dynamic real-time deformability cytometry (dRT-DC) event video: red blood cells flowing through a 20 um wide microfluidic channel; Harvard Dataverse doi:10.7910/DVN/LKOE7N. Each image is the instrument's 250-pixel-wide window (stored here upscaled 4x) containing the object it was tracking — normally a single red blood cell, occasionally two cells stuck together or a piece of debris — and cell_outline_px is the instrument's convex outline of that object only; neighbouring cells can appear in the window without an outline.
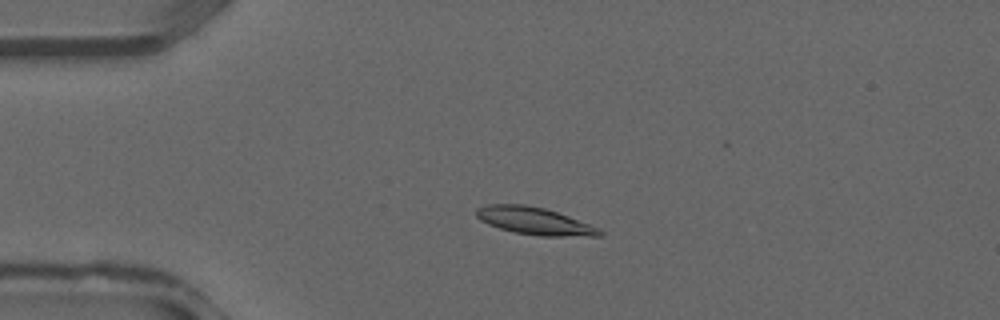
{"species": "common noctule bat (a hibernating species)", "species_latin": "Nyctalus noctula", "temperature_condition": "warm", "stored_images_in_passage": 33, "camera_frame_rate_fps": 3000, "um_per_image_px": 0.085, "animal": {"sex": "male", "forearm_length_mm": 52.5}, "frame": {"image": 1, "passage_image": 5, "time_ms": 1.333, "image_size_px": [1000, 320], "cell_outline_px": [[604, 232], [600, 236], [540, 236], [512, 232], [488, 224], [480, 220], [476, 216], [476, 208], [488, 204], [524, 204], [544, 208], [568, 216], [600, 228]], "centroid_in_image_um": [45.42, 18.78], "position_along_channel_um": 39.6, "area_um2": 19.65}}
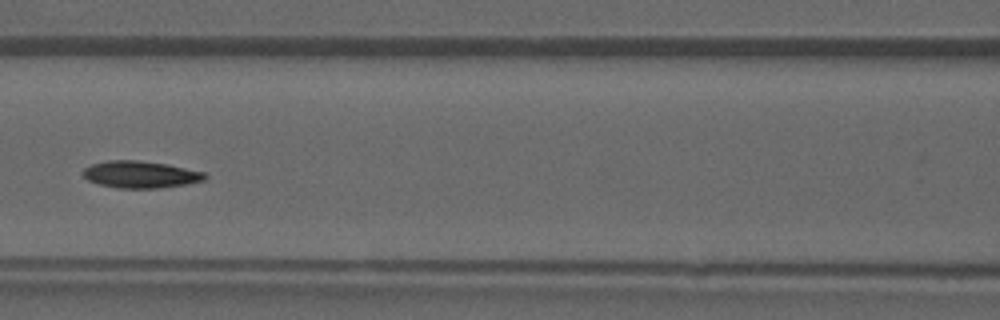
{"frame": {"image": 2, "passage_image": 13, "time_ms": 4.0, "image_size_px": [1000, 320], "cell_outline_px": [[208, 176], [204, 180], [188, 184], [156, 188], [120, 188], [100, 184], [88, 180], [84, 176], [84, 168], [92, 164], [108, 160], [140, 160], [168, 164], [204, 172]], "centroid_in_image_um": [11.97, 14.82], "position_along_channel_um": 154.6, "area_um2": 19.07}}
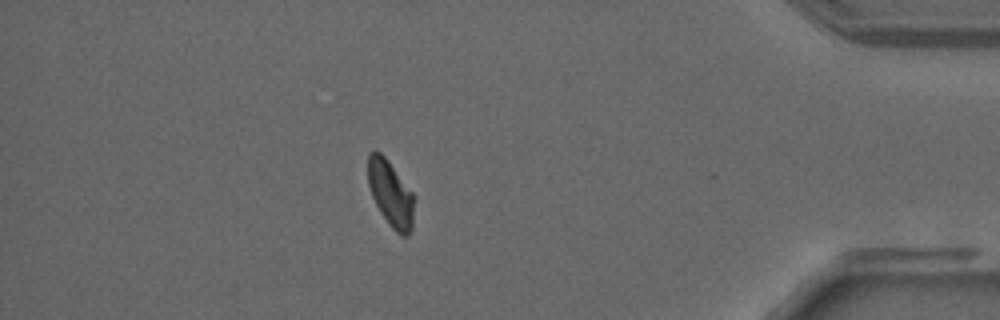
{"frame": {"image": 3, "passage_image": 29, "time_ms": 9.333, "image_size_px": [1000, 320], "cell_outline_px": [[412, 228], [408, 236], [400, 236], [388, 224], [380, 212], [372, 196], [368, 184], [368, 152], [372, 148], [380, 152], [384, 156], [412, 192]], "centroid_in_image_um": [33.16, 16.45], "position_along_channel_um": 402.0, "area_um2": 17.51}}